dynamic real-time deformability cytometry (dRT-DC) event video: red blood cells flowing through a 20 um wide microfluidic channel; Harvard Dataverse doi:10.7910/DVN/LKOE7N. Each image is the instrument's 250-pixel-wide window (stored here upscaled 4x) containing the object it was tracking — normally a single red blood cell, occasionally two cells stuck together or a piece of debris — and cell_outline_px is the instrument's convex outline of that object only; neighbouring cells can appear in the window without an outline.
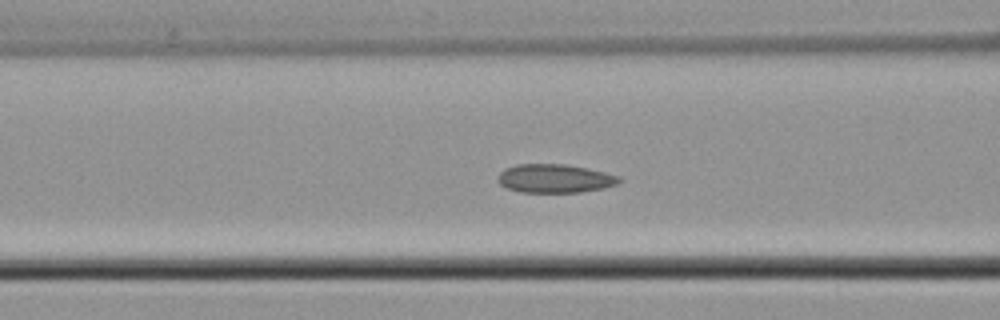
{"species": "common noctule bat (a hibernating species)", "species_latin": "Nyctalus noctula", "temperature_condition": "cold", "stored_images_in_passage": 38, "camera_frame_rate_fps": 3000, "um_per_image_px": 0.085, "animal": {"sex": "male", "body_mass_g": 21.5, "forearm_length_mm": 52.0}, "frame": {"image": 1, "passage_image": 5, "time_ms": 1.333, "image_size_px": [1000, 320], "cell_outline_px": [[624, 180], [616, 184], [604, 188], [580, 192], [520, 192], [508, 188], [500, 184], [496, 180], [496, 176], [504, 168], [516, 164], [564, 164], [604, 172], [620, 176]], "centroid_in_image_um": [47.13, 15.17], "position_along_channel_um": 119.5, "area_um2": 20.29}}
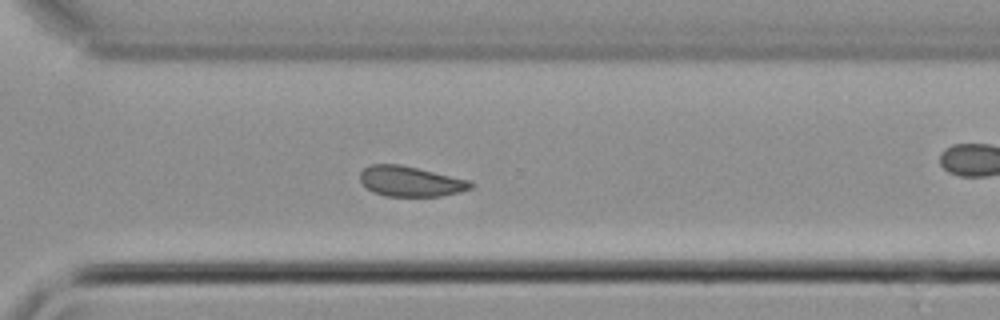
{"frame": {"image": 2, "passage_image": 22, "time_ms": 7.0, "image_size_px": [1000, 320], "cell_outline_px": [[476, 184], [472, 188], [460, 192], [440, 196], [384, 196], [372, 192], [360, 180], [360, 172], [364, 168], [372, 164], [400, 164], [472, 180]], "centroid_in_image_um": [34.94, 15.41], "position_along_channel_um": 335.7, "area_um2": 19.71}}
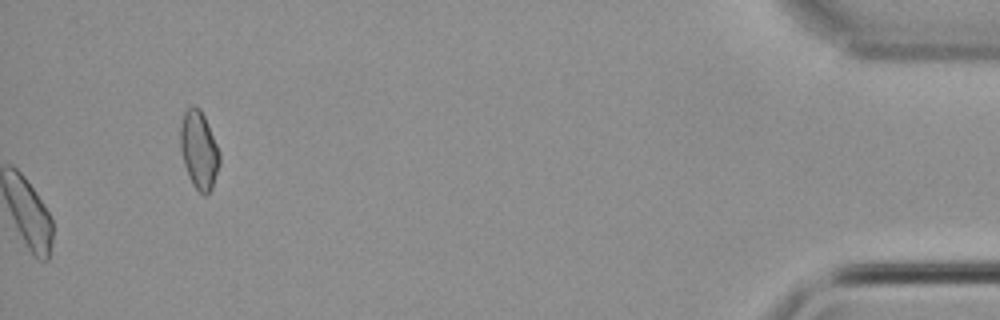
{"frame": {"image": 3, "passage_image": 38, "time_ms": 12.333, "image_size_px": [1000, 320], "cell_outline_px": [[220, 164], [212, 188], [204, 196], [192, 184], [188, 176], [184, 164], [180, 148], [180, 128], [184, 112], [192, 104], [200, 108], [204, 116], [220, 152]], "centroid_in_image_um": [16.91, 12.75], "position_along_channel_um": 418.3, "area_um2": 17.8}, "authors_computed_cell_mechanics": {"area_um2": 19.7676, "velocity_mm_per_s": 3.8149, "shape_relaxation_time_tau1_ms": 7.8352, "shape_relaxation_time_tau2_ms": 3.3979, "deformation_change_tau1": 0.0801, "deformation_change_tau2": 0.0775}}